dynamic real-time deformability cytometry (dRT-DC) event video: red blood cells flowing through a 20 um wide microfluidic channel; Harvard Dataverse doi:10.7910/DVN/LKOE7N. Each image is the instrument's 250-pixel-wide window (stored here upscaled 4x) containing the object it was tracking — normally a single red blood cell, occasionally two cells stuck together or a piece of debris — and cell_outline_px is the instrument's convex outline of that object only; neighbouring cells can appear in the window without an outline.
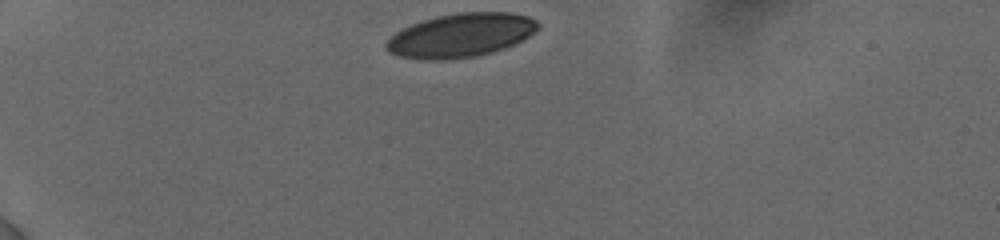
{"species": "human", "species_latin": "Homo sapiens", "temperature_condition": "cold", "stored_images_in_passage": 6, "camera_frame_rate_fps": 3000, "um_per_image_px": 0.085, "donor": {"sex": "female"}, "frame": {"image": 1, "passage_image": 1, "time_ms": 0.0, "image_size_px": [1000, 240], "cell_outline_px": [[540, 28], [536, 32], [516, 44], [492, 52], [476, 56], [452, 60], [420, 60], [400, 56], [388, 52], [384, 48], [384, 44], [396, 32], [412, 24], [436, 16], [460, 12], [512, 12], [528, 16], [536, 20], [540, 24]], "centroid_in_image_um": [39.2, 3.01], "position_along_channel_um": 45.8, "area_um2": 39.13}}
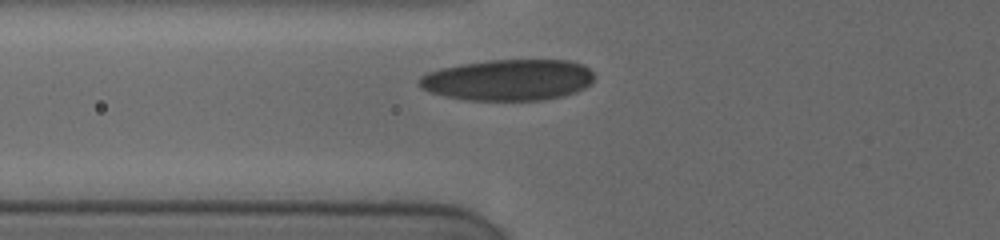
{"frame": {"image": 2, "passage_image": 4, "time_ms": 2.333, "image_size_px": [1000, 240], "cell_outline_px": [[592, 84], [576, 92], [564, 96], [544, 100], [464, 100], [444, 96], [428, 92], [420, 88], [416, 84], [416, 80], [420, 76], [428, 72], [440, 68], [460, 64], [488, 60], [568, 60], [584, 64], [592, 72]], "centroid_in_image_um": [43.16, 6.8], "position_along_channel_um": 82.6, "area_um2": 42.54}}
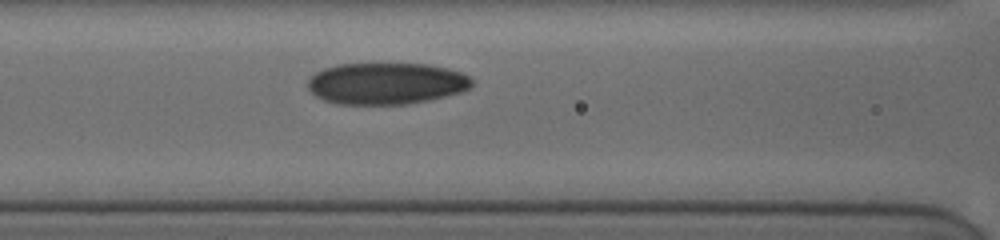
{"frame": {"image": 3, "passage_image": 6, "time_ms": 3.667, "image_size_px": [1000, 240], "cell_outline_px": [[472, 84], [468, 88], [460, 92], [428, 100], [404, 104], [340, 104], [324, 100], [316, 96], [308, 88], [308, 76], [324, 68], [336, 64], [428, 64], [448, 68], [460, 72], [468, 76], [472, 80]], "centroid_in_image_um": [32.79, 7.09], "position_along_channel_um": 133.8, "area_um2": 39.71}}